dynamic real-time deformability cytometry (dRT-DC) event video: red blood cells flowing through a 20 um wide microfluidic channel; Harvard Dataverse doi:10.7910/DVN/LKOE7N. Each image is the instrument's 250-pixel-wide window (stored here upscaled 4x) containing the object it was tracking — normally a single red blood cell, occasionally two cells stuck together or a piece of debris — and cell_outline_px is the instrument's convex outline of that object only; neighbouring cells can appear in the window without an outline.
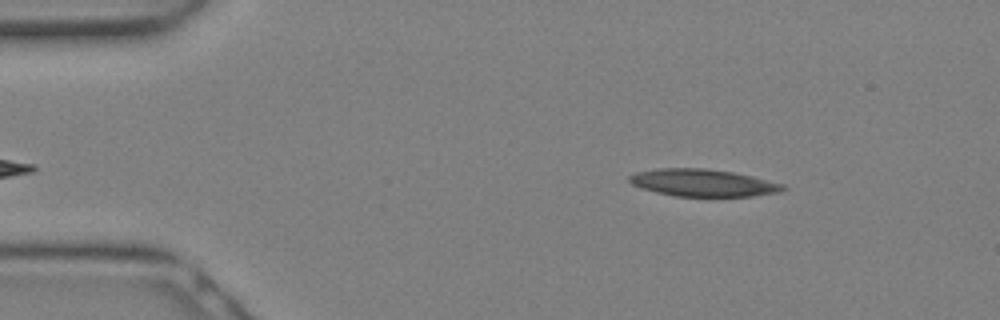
{"species": "Egyptian fruit bat (a non-hibernating species)", "species_latin": "Rousettus aegyptiacus", "temperature_condition": "warm", "stored_images_in_passage": 14, "camera_frame_rate_fps": 3000, "um_per_image_px": 0.085, "animal": {"sex": "female"}, "frame": {"image": 1, "passage_image": 3, "time_ms": 0.667, "image_size_px": [1000, 320], "cell_outline_px": [[788, 188], [780, 192], [752, 196], [672, 196], [656, 192], [632, 184], [628, 180], [628, 176], [636, 172], [656, 168], [708, 168], [732, 172], [752, 176], [784, 184]], "centroid_in_image_um": [59.76, 15.53], "position_along_channel_um": 25.2, "area_um2": 24.45}}
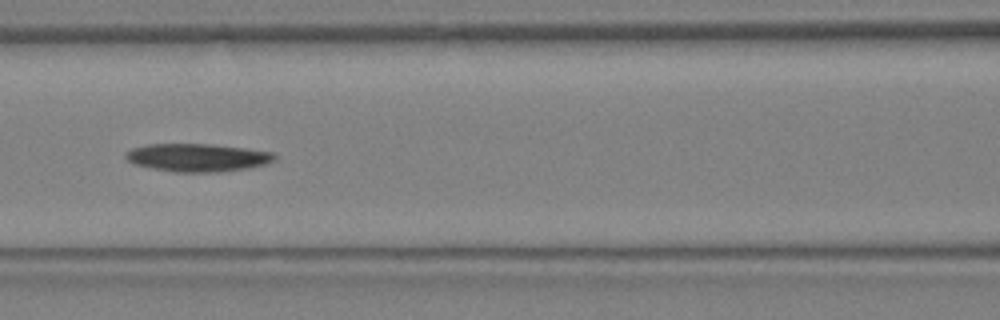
{"frame": {"image": 2, "passage_image": 11, "time_ms": 3.333, "image_size_px": [1000, 320], "cell_outline_px": [[276, 160], [264, 164], [248, 168], [220, 172], [172, 172], [152, 168], [136, 164], [128, 160], [124, 156], [124, 152], [132, 148], [148, 144], [208, 144], [244, 148], [272, 152], [276, 156]], "centroid_in_image_um": [16.77, 13.39], "position_along_channel_um": 149.8, "area_um2": 24.22}}
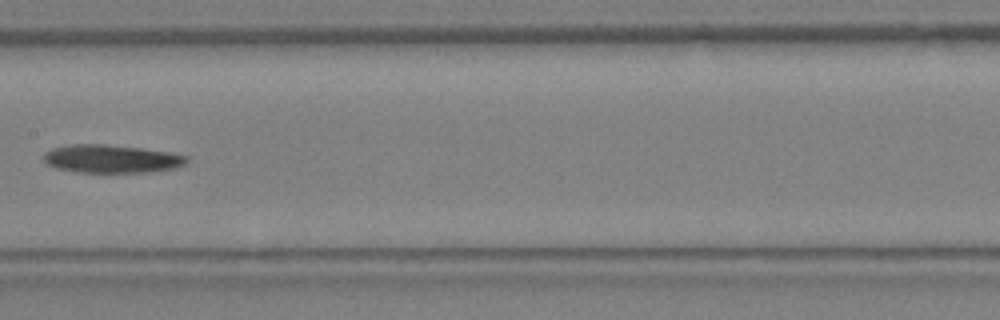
{"frame": {"image": 3, "passage_image": 13, "time_ms": 4.0, "image_size_px": [1000, 320], "cell_outline_px": [[188, 164], [176, 168], [148, 172], [80, 172], [56, 168], [48, 164], [44, 160], [44, 152], [52, 148], [68, 144], [104, 144], [140, 148], [172, 152], [188, 156]], "centroid_in_image_um": [9.51, 13.49], "position_along_channel_um": 197.9, "area_um2": 23.58}}